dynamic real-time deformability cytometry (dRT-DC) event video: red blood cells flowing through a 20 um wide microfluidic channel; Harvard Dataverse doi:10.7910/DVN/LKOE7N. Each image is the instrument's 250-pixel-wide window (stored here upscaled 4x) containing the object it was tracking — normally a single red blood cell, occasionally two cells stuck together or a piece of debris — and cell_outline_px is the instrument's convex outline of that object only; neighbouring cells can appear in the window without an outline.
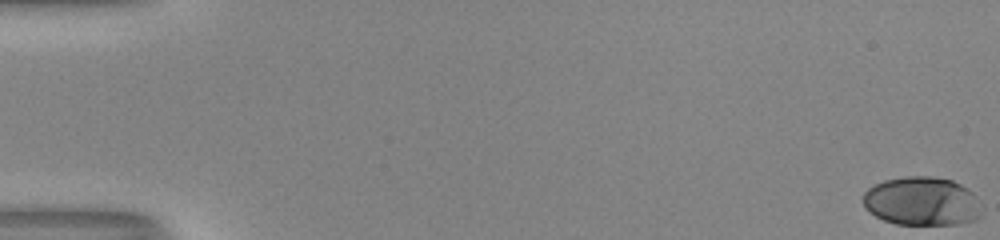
{"species": "human", "species_latin": "Homo sapiens", "temperature_condition": "room temperature", "stored_images_in_passage": 53, "camera_frame_rate_fps": 3000, "um_per_image_px": 0.085, "donor": {"sex": "male"}, "frame": {"image": 1, "passage_image": 1, "time_ms": 0.0, "image_size_px": [1000, 240], "cell_outline_px": [[980, 216], [976, 220], [956, 224], [896, 224], [884, 220], [868, 212], [864, 208], [864, 192], [872, 184], [884, 180], [904, 176], [932, 176], [952, 180], [968, 188], [976, 196]], "centroid_in_image_um": [78.32, 17.09], "position_along_channel_um": 6.7, "area_um2": 33.76}}
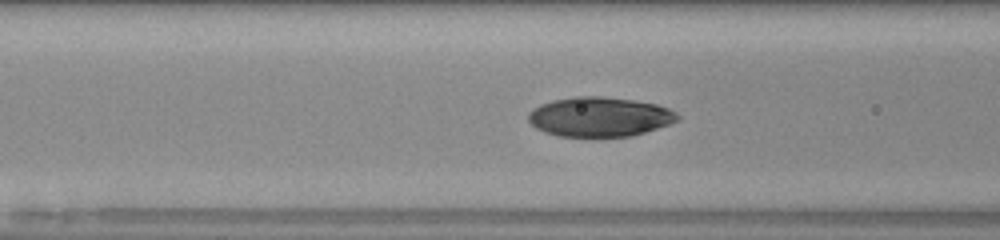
{"frame": {"image": 2, "passage_image": 23, "time_ms": 7.333, "image_size_px": [1000, 240], "cell_outline_px": [[680, 120], [632, 136], [596, 140], [556, 136], [544, 132], [536, 128], [528, 120], [528, 112], [532, 108], [540, 104], [552, 100], [576, 96], [600, 96], [632, 100], [656, 104], [668, 108], [676, 112], [680, 116]], "centroid_in_image_um": [50.92, 9.98], "position_along_channel_um": 115.7, "area_um2": 35.49}}
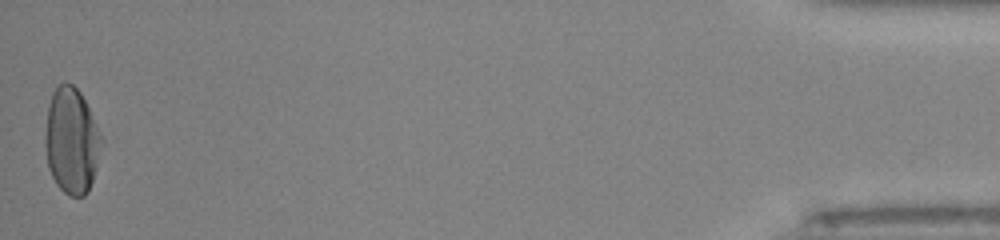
{"frame": {"image": 3, "passage_image": 53, "time_ms": 17.333, "image_size_px": [1000, 240], "cell_outline_px": [[104, 140], [96, 168], [88, 192], [84, 196], [68, 196], [56, 184], [48, 168], [44, 144], [44, 136], [48, 104], [52, 92], [56, 84], [72, 84], [80, 92]], "centroid_in_image_um": [6.07, 11.98], "position_along_channel_um": 429.1, "area_um2": 34.97}, "authors_computed_cell_mechanics": {"area_um2": 34.0442, "velocity_mm_per_s": 4.0626, "shape_relaxation_time_tau1_ms": 4.4345, "shape_relaxation_time_tau2_ms": 0.8954, "deformation_change_tau1": 0.1852, "deformation_change_tau2": 0.0424}}